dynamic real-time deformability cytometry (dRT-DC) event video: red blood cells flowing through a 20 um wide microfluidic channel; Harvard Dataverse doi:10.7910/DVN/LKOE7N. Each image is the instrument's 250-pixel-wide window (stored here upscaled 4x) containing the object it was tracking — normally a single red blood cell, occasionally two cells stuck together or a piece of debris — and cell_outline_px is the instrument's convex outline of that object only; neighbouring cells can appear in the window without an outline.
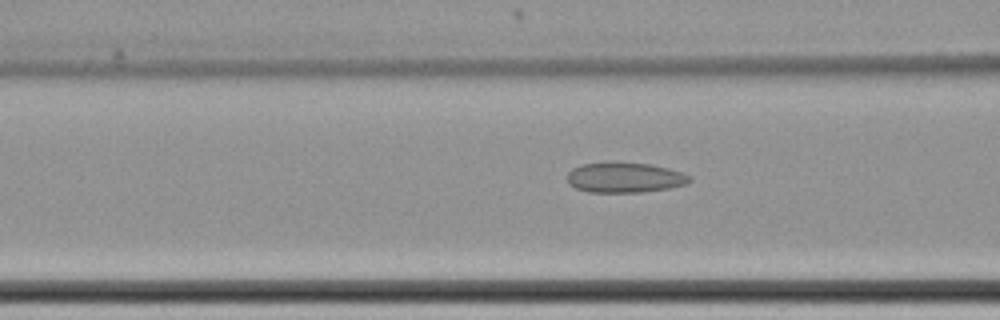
{"species": "common noctule bat (a hibernating species)", "species_latin": "Nyctalus noctula", "temperature_condition": "cold", "stored_images_in_passage": 39, "camera_frame_rate_fps": 3000, "um_per_image_px": 0.085, "animal": {"sex": "female", "body_mass_g": 22.7, "forearm_length_mm": 54.2}, "frame": {"image": 1, "passage_image": 16, "time_ms": 5.0, "image_size_px": [1000, 320], "cell_outline_px": [[692, 180], [688, 184], [668, 188], [640, 192], [588, 192], [576, 188], [568, 184], [568, 172], [572, 168], [580, 164], [616, 160], [652, 164], [668, 168], [692, 176]], "centroid_in_image_um": [53.09, 15.06], "position_along_channel_um": 113.5, "area_um2": 22.14}}
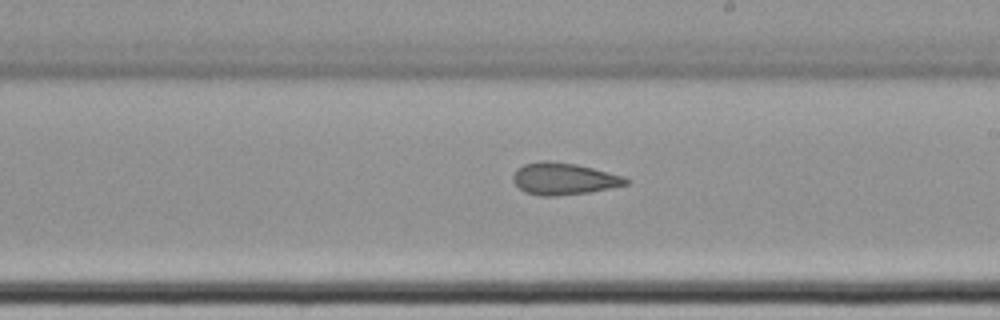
{"frame": {"image": 2, "passage_image": 27, "time_ms": 8.667, "image_size_px": [1000, 320], "cell_outline_px": [[632, 180], [628, 184], [588, 192], [556, 196], [540, 196], [524, 192], [512, 180], [512, 176], [516, 168], [524, 164], [544, 160], [548, 160], [576, 164], [624, 176]], "centroid_in_image_um": [47.9, 15.19], "position_along_channel_um": 241.1, "area_um2": 21.04}}
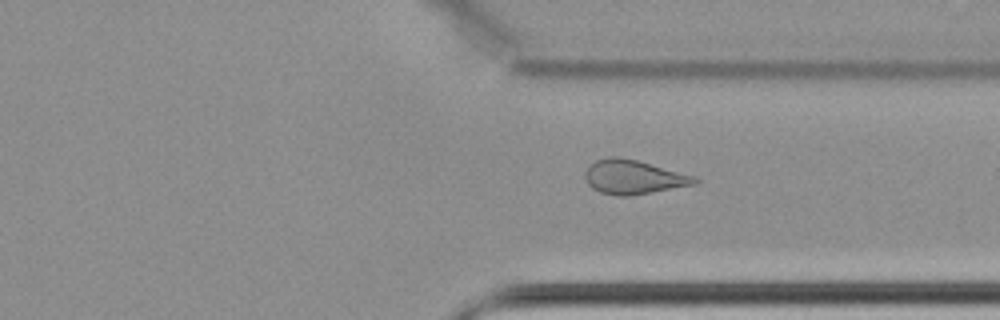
{"frame": {"image": 3, "passage_image": 37, "time_ms": 12.0, "image_size_px": [1000, 320], "cell_outline_px": [[700, 180], [696, 184], [652, 192], [628, 196], [616, 196], [600, 192], [592, 188], [588, 184], [584, 176], [584, 172], [596, 160], [608, 156], [616, 156], [636, 160], [696, 176]], "centroid_in_image_um": [53.84, 15.05], "position_along_channel_um": 357.6, "area_um2": 21.73}}